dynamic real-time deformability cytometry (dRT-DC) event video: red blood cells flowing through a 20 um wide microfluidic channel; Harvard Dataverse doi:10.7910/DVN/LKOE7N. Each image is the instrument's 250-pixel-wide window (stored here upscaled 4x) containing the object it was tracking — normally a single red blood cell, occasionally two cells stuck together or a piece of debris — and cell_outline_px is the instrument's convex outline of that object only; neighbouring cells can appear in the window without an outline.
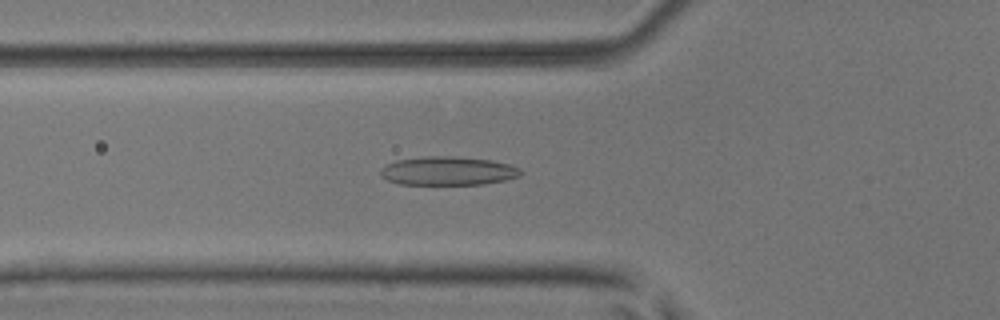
{"species": "common noctule bat (a hibernating species)", "species_latin": "Nyctalus noctula", "temperature_condition": "room temperature", "stored_images_in_passage": 48, "camera_frame_rate_fps": 3000, "um_per_image_px": 0.085, "animal": {"sex": "male", "body_mass_g": 17.9, "forearm_length_mm": 54.2}, "frame": {"image": 1, "passage_image": 15, "time_ms": 4.667, "image_size_px": [1000, 320], "cell_outline_px": [[524, 172], [520, 176], [504, 180], [484, 184], [400, 184], [388, 180], [380, 176], [380, 168], [396, 160], [428, 156], [452, 156], [492, 160], [508, 164], [520, 168]], "centroid_in_image_um": [38.09, 14.52], "position_along_channel_um": 87.7, "area_um2": 23.41}}
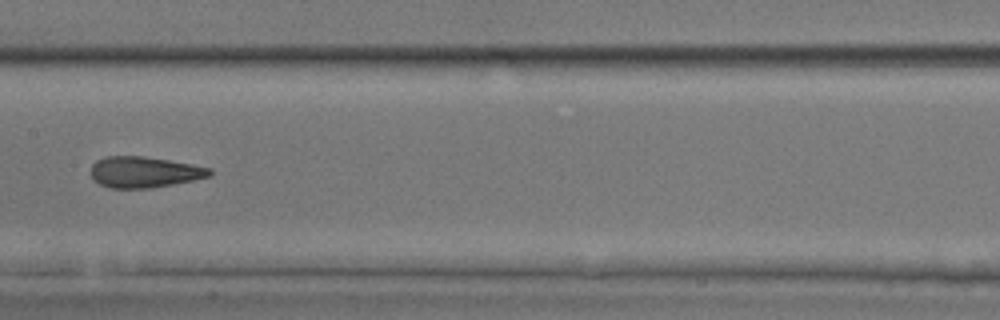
{"frame": {"image": 2, "passage_image": 23, "time_ms": 7.333, "image_size_px": [1000, 320], "cell_outline_px": [[212, 172], [208, 176], [192, 180], [152, 188], [108, 188], [92, 180], [92, 164], [96, 160], [104, 156], [144, 156], [192, 164], [212, 168]], "centroid_in_image_um": [12.22, 14.62], "position_along_channel_um": 195.2, "area_um2": 21.44}}
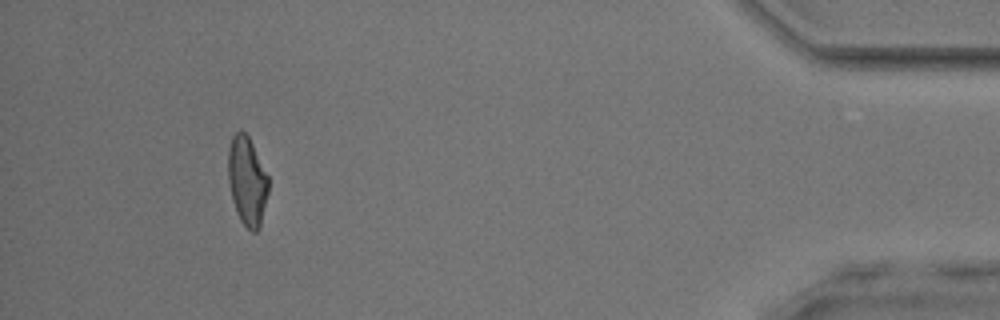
{"frame": {"image": 3, "passage_image": 44, "time_ms": 14.333, "image_size_px": [1000, 320], "cell_outline_px": [[268, 192], [260, 228], [256, 232], [252, 232], [240, 220], [236, 212], [232, 200], [228, 180], [228, 148], [232, 136], [236, 132], [244, 132], [248, 136], [268, 176]], "centroid_in_image_um": [20.99, 15.41], "position_along_channel_um": 414.2, "area_um2": 20.75}, "authors_computed_cell_mechanics": {"area_um2": 21.964, "velocity_mm_per_s": 4.015, "shape_relaxation_time_tau1_ms": 5.287, "shape_relaxation_time_tau2_ms": 1.5765, "deformation_change_tau1": 0.1734, "deformation_change_tau2": 0.0946}}